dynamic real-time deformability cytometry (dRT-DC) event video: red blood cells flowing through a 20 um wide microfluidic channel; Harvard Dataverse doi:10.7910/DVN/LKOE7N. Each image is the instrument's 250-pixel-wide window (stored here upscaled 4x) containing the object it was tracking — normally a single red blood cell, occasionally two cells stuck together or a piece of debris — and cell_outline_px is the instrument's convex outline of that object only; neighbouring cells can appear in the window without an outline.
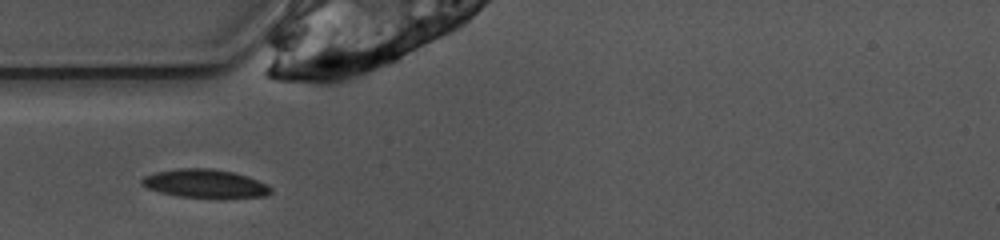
{"species": "common noctule bat (a hibernating species)", "species_latin": "Nyctalus noctula", "temperature_condition": "warm", "stored_images_in_passage": 8, "camera_frame_rate_fps": 3000, "um_per_image_px": 0.085, "animal": {"sex": "female", "body_mass_g": 10.0, "forearm_length_mm": 53.1}, "frame": {"image": 1, "passage_image": 1, "time_ms": 0.0, "image_size_px": [1000, 240], "cell_outline_px": [[272, 192], [268, 196], [176, 196], [160, 192], [148, 188], [140, 184], [140, 180], [144, 176], [156, 172], [176, 168], [212, 168], [232, 172], [248, 176], [268, 184], [272, 188]], "centroid_in_image_um": [17.41, 15.57], "position_along_channel_um": 67.6, "area_um2": 20.98}}